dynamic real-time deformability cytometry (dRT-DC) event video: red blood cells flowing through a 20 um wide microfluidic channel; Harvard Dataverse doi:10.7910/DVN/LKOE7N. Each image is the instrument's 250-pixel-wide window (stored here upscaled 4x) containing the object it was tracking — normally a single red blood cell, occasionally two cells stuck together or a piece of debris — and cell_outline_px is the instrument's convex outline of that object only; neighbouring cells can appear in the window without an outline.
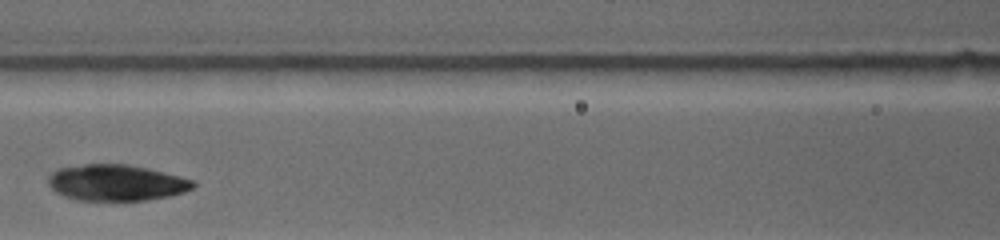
{"species": "common noctule bat (a hibernating species)", "species_latin": "Nyctalus noctula", "temperature_condition": "warm", "stored_images_in_passage": 11, "camera_frame_rate_fps": 4500, "um_per_image_px": 0.085, "animal": {"sex": "female", "body_mass_g": 19.0, "forearm_length_mm": 53.3}, "frame": {"image": 1, "passage_image": 4, "time_ms": 2.667, "image_size_px": [1000, 240], "cell_outline_px": [[196, 184], [192, 188], [184, 192], [172, 196], [148, 200], [76, 200], [64, 196], [56, 192], [48, 184], [48, 176], [52, 172], [60, 168], [84, 164], [128, 164], [148, 168], [180, 176], [192, 180]], "centroid_in_image_um": [9.89, 15.53], "position_along_channel_um": 156.7, "area_um2": 30.58}}